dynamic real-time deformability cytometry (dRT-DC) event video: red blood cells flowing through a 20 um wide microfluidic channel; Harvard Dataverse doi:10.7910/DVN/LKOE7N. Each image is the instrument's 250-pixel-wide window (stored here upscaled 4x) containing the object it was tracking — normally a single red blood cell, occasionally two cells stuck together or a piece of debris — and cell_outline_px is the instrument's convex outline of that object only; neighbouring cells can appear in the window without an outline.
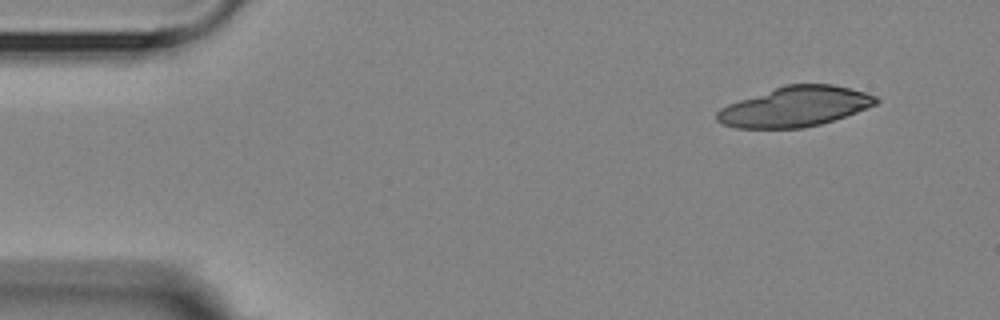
{"species": "Egyptian fruit bat (a non-hibernating species)", "species_latin": "Rousettus aegyptiacus", "temperature_condition": "room temperature", "stored_images_in_passage": 4, "camera_frame_rate_fps": 3000, "um_per_image_px": 0.085, "animal": {"sex": "female"}, "frame": {"image": 1, "passage_image": 1, "time_ms": 0.0, "image_size_px": [1000, 320], "cell_outline_px": [[880, 100], [876, 104], [856, 112], [820, 124], [804, 128], [736, 128], [724, 124], [716, 120], [716, 112], [720, 108], [728, 104], [784, 84], [832, 84], [864, 92], [876, 96]], "centroid_in_image_um": [67.55, 9.06], "position_along_channel_um": 17.4, "area_um2": 36.88}}